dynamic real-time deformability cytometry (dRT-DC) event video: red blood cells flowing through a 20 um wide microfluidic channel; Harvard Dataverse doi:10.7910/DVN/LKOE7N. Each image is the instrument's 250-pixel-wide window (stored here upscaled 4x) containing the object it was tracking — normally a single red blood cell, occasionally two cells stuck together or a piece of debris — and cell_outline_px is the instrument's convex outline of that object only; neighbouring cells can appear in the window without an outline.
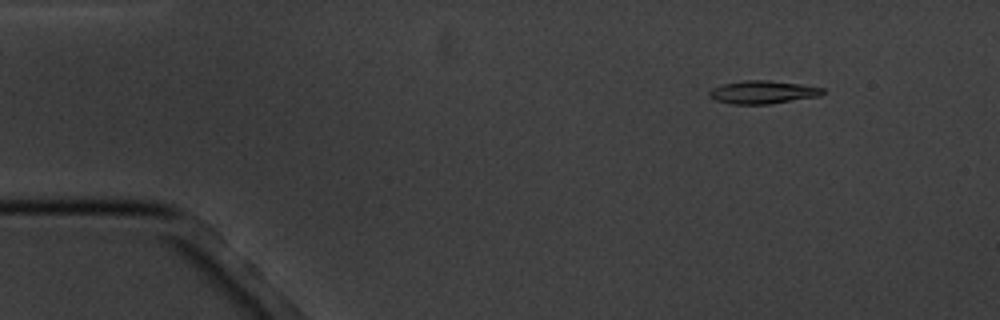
{"species": "common noctule bat (a hibernating species)", "species_latin": "Nyctalus noctula", "temperature_condition": "cold", "stored_images_in_passage": 3, "camera_frame_rate_fps": 3000, "um_per_image_px": 0.085, "animal": {"sex": "male", "body_mass_g": 20.1, "forearm_length_mm": 53.5}, "frame": {"image": 1, "passage_image": 1, "time_ms": 0.0, "image_size_px": [1000, 320], "cell_outline_px": [[824, 92], [820, 96], [768, 104], [732, 104], [716, 100], [708, 96], [708, 92], [712, 88], [724, 84], [744, 80], [768, 80], [800, 84], [824, 88]], "centroid_in_image_um": [64.83, 7.83], "position_along_channel_um": 20.2, "area_um2": 15.14}}
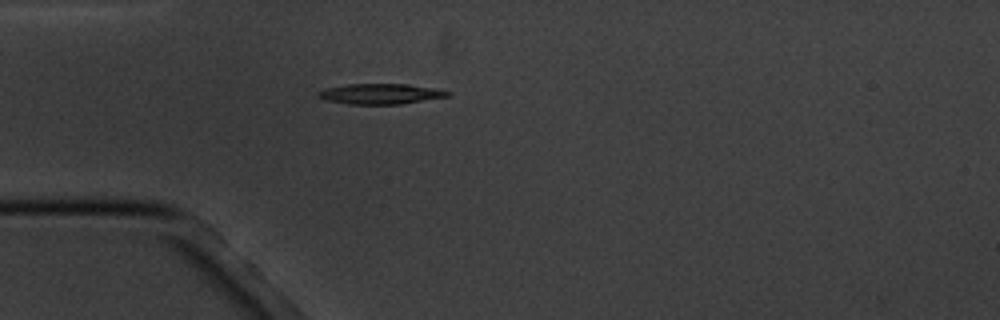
{"frame": {"image": 2, "passage_image": 3, "time_ms": 3.0, "image_size_px": [1000, 320], "cell_outline_px": [[452, 92], [448, 96], [400, 104], [348, 104], [328, 100], [320, 96], [316, 92], [324, 88], [348, 84], [408, 84], [436, 88]], "centroid_in_image_um": [32.36, 7.97], "position_along_channel_um": 52.6, "area_um2": 15.26}}